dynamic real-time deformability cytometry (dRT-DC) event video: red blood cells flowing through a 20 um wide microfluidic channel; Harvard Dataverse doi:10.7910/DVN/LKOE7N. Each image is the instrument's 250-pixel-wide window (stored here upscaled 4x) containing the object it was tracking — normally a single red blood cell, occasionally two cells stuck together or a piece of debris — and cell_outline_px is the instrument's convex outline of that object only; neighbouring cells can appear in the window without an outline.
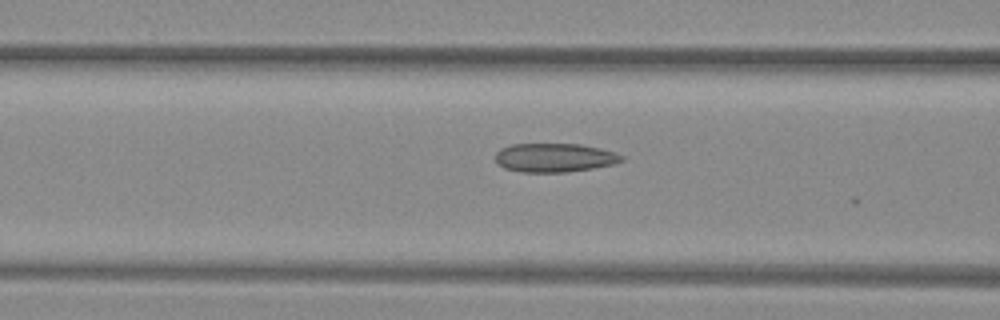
{"species": "common noctule bat (a hibernating species)", "species_latin": "Nyctalus noctula", "temperature_condition": "warm", "stored_images_in_passage": 23, "camera_frame_rate_fps": 3000, "um_per_image_px": 0.085, "animal": {"sex": "female", "body_mass_g": 29.2, "forearm_length_mm": 56.3}, "frame": {"image": 1, "passage_image": 22, "time_ms": 7.0, "image_size_px": [1000, 320], "cell_outline_px": [[624, 160], [616, 164], [568, 172], [520, 172], [504, 168], [496, 164], [496, 152], [500, 148], [512, 144], [580, 144], [600, 148], [616, 152], [624, 156]], "centroid_in_image_um": [47.14, 13.4], "position_along_channel_um": 119.5, "area_um2": 21.44}}